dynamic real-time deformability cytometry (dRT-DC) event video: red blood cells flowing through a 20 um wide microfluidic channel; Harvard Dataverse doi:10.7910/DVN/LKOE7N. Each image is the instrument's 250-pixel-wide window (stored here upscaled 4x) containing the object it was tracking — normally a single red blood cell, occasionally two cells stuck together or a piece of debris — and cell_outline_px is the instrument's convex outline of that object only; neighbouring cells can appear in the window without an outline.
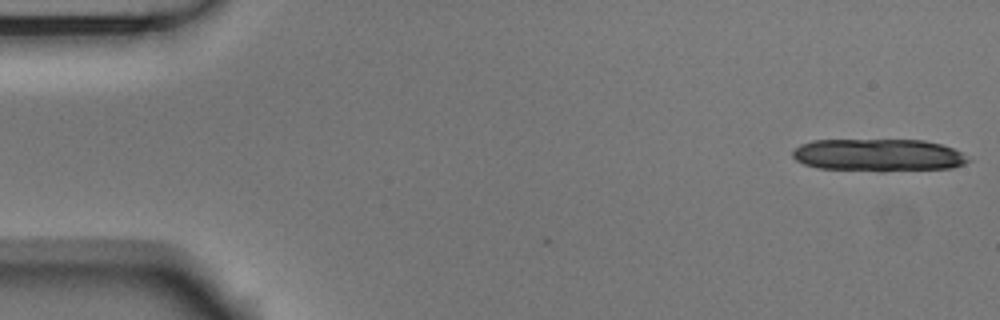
{"species": "Egyptian fruit bat (a non-hibernating species)", "species_latin": "Rousettus aegyptiacus", "temperature_condition": "room temperature", "stored_images_in_passage": 6, "camera_frame_rate_fps": 3000, "um_per_image_px": 0.085, "animal": {"sex": "male"}, "frame": {"image": 1, "passage_image": 1, "time_ms": 0.0, "image_size_px": [1000, 320], "cell_outline_px": [[972, 160], [964, 164], [952, 168], [884, 172], [880, 172], [816, 168], [804, 164], [796, 160], [792, 156], [792, 152], [800, 144], [812, 140], [924, 140], [940, 144], [952, 148], [960, 152]], "centroid_in_image_um": [74.65, 13.2], "position_along_channel_um": 10.3, "area_um2": 33.76}}